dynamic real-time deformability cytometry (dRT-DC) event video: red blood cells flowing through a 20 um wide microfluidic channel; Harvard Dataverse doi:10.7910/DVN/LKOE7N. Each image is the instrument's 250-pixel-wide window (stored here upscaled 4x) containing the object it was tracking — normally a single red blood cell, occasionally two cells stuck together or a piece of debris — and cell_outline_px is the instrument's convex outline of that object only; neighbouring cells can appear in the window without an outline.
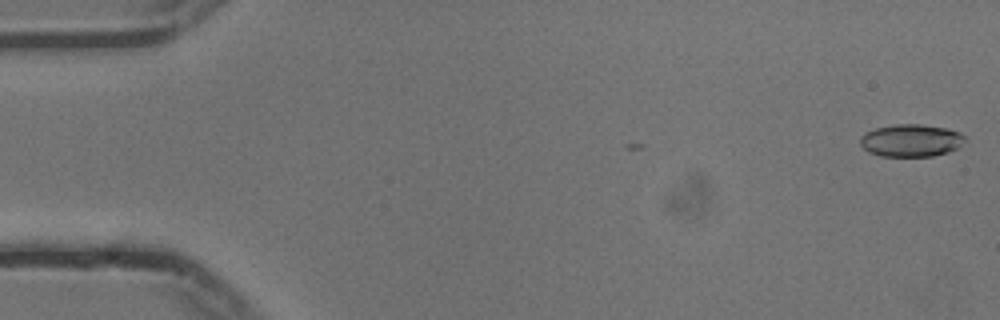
{"species": "common noctule bat (a hibernating species)", "species_latin": "Nyctalus noctula", "temperature_condition": "cold", "stored_images_in_passage": 7, "camera_frame_rate_fps": 3000, "um_per_image_px": 0.085, "animal": {"sex": "male", "body_mass_g": 13.3}, "frame": {"image": 1, "passage_image": 1, "time_ms": 0.0, "image_size_px": [1000, 320], "cell_outline_px": [[964, 140], [956, 148], [948, 152], [932, 156], [880, 156], [868, 152], [860, 144], [860, 136], [864, 132], [876, 128], [896, 124], [920, 124], [944, 128], [960, 132], [964, 136]], "centroid_in_image_um": [77.39, 11.94], "position_along_channel_um": 7.6, "area_um2": 19.71}}